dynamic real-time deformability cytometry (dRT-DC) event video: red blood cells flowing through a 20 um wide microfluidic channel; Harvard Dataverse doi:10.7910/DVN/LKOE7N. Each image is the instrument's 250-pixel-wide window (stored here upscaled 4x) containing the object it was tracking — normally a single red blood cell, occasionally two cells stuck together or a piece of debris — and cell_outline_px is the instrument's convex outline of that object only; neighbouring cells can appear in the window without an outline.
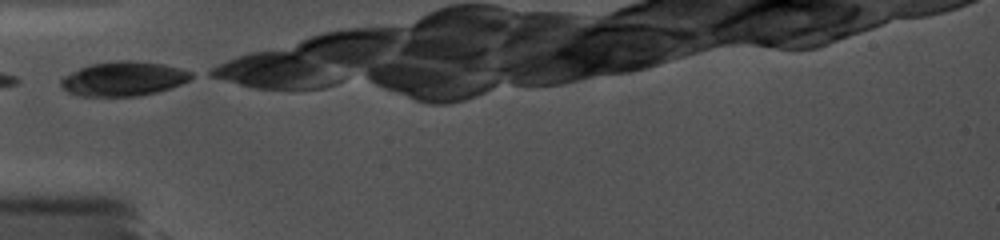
{"species": "common noctule bat (a hibernating species)", "species_latin": "Nyctalus noctula", "temperature_condition": "cold", "stored_images_in_passage": 12, "camera_frame_rate_fps": 5000, "um_per_image_px": 0.085, "animal": {"sex": "female", "body_mass_g": 19.0, "forearm_length_mm": 56.7}, "frame": {"image": 1, "passage_image": 1, "time_ms": 0.0, "image_size_px": [1000, 240], "cell_outline_px": [[196, 76], [180, 84], [156, 92], [136, 96], [80, 96], [68, 92], [60, 84], [60, 80], [64, 76], [80, 68], [92, 64], [120, 60], [136, 60], [164, 64], [180, 68], [192, 72]], "centroid_in_image_um": [10.52, 6.69], "position_along_channel_um": 74.5, "area_um2": 26.01}}